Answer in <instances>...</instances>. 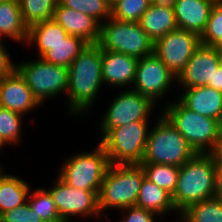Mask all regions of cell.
I'll use <instances>...</instances> for the list:
<instances>
[{"instance_id": "obj_1", "label": "cell", "mask_w": 222, "mask_h": 222, "mask_svg": "<svg viewBox=\"0 0 222 222\" xmlns=\"http://www.w3.org/2000/svg\"><path fill=\"white\" fill-rule=\"evenodd\" d=\"M102 49L88 44L68 67L69 112L83 113L88 110L102 86Z\"/></svg>"}, {"instance_id": "obj_2", "label": "cell", "mask_w": 222, "mask_h": 222, "mask_svg": "<svg viewBox=\"0 0 222 222\" xmlns=\"http://www.w3.org/2000/svg\"><path fill=\"white\" fill-rule=\"evenodd\" d=\"M215 162L210 153H196L180 166L176 189L172 195L176 210L213 198Z\"/></svg>"}, {"instance_id": "obj_3", "label": "cell", "mask_w": 222, "mask_h": 222, "mask_svg": "<svg viewBox=\"0 0 222 222\" xmlns=\"http://www.w3.org/2000/svg\"><path fill=\"white\" fill-rule=\"evenodd\" d=\"M196 152L176 127L162 113L154 128L149 131L144 156L140 164L182 166Z\"/></svg>"}, {"instance_id": "obj_4", "label": "cell", "mask_w": 222, "mask_h": 222, "mask_svg": "<svg viewBox=\"0 0 222 222\" xmlns=\"http://www.w3.org/2000/svg\"><path fill=\"white\" fill-rule=\"evenodd\" d=\"M145 173L140 164H111L99 192L100 213L104 209L136 206Z\"/></svg>"}, {"instance_id": "obj_5", "label": "cell", "mask_w": 222, "mask_h": 222, "mask_svg": "<svg viewBox=\"0 0 222 222\" xmlns=\"http://www.w3.org/2000/svg\"><path fill=\"white\" fill-rule=\"evenodd\" d=\"M163 114L196 153H210L219 137L218 122L186 108L178 99L168 103Z\"/></svg>"}, {"instance_id": "obj_6", "label": "cell", "mask_w": 222, "mask_h": 222, "mask_svg": "<svg viewBox=\"0 0 222 222\" xmlns=\"http://www.w3.org/2000/svg\"><path fill=\"white\" fill-rule=\"evenodd\" d=\"M97 44L103 50L123 53L137 59L154 53V42L139 22H123L113 17L100 25Z\"/></svg>"}, {"instance_id": "obj_7", "label": "cell", "mask_w": 222, "mask_h": 222, "mask_svg": "<svg viewBox=\"0 0 222 222\" xmlns=\"http://www.w3.org/2000/svg\"><path fill=\"white\" fill-rule=\"evenodd\" d=\"M148 121L112 128L99 142L111 164H140L148 139Z\"/></svg>"}, {"instance_id": "obj_8", "label": "cell", "mask_w": 222, "mask_h": 222, "mask_svg": "<svg viewBox=\"0 0 222 222\" xmlns=\"http://www.w3.org/2000/svg\"><path fill=\"white\" fill-rule=\"evenodd\" d=\"M111 163L99 143L94 152L72 155L64 162L58 177L67 185L88 191H100Z\"/></svg>"}, {"instance_id": "obj_9", "label": "cell", "mask_w": 222, "mask_h": 222, "mask_svg": "<svg viewBox=\"0 0 222 222\" xmlns=\"http://www.w3.org/2000/svg\"><path fill=\"white\" fill-rule=\"evenodd\" d=\"M15 69L24 78L34 97L42 104L48 98L67 92L68 68L44 61H23ZM46 99V100H45Z\"/></svg>"}, {"instance_id": "obj_10", "label": "cell", "mask_w": 222, "mask_h": 222, "mask_svg": "<svg viewBox=\"0 0 222 222\" xmlns=\"http://www.w3.org/2000/svg\"><path fill=\"white\" fill-rule=\"evenodd\" d=\"M154 102L138 92L127 89L117 96L101 119L102 138L112 129L131 122L148 121Z\"/></svg>"}, {"instance_id": "obj_11", "label": "cell", "mask_w": 222, "mask_h": 222, "mask_svg": "<svg viewBox=\"0 0 222 222\" xmlns=\"http://www.w3.org/2000/svg\"><path fill=\"white\" fill-rule=\"evenodd\" d=\"M200 44L197 33L177 28L154 42V54L177 78Z\"/></svg>"}, {"instance_id": "obj_12", "label": "cell", "mask_w": 222, "mask_h": 222, "mask_svg": "<svg viewBox=\"0 0 222 222\" xmlns=\"http://www.w3.org/2000/svg\"><path fill=\"white\" fill-rule=\"evenodd\" d=\"M56 180L55 185L48 191L63 222H69L70 216L75 215L100 217L98 197L100 191L79 190L67 185L59 177Z\"/></svg>"}, {"instance_id": "obj_13", "label": "cell", "mask_w": 222, "mask_h": 222, "mask_svg": "<svg viewBox=\"0 0 222 222\" xmlns=\"http://www.w3.org/2000/svg\"><path fill=\"white\" fill-rule=\"evenodd\" d=\"M175 79V80H174ZM156 54L138 59L132 90L150 98L154 103L169 90L171 82L177 81Z\"/></svg>"}, {"instance_id": "obj_14", "label": "cell", "mask_w": 222, "mask_h": 222, "mask_svg": "<svg viewBox=\"0 0 222 222\" xmlns=\"http://www.w3.org/2000/svg\"><path fill=\"white\" fill-rule=\"evenodd\" d=\"M219 66L218 47L200 44L176 80L184 89L198 86L213 88V76Z\"/></svg>"}, {"instance_id": "obj_15", "label": "cell", "mask_w": 222, "mask_h": 222, "mask_svg": "<svg viewBox=\"0 0 222 222\" xmlns=\"http://www.w3.org/2000/svg\"><path fill=\"white\" fill-rule=\"evenodd\" d=\"M39 105L41 104L16 69L0 79V107L24 115Z\"/></svg>"}, {"instance_id": "obj_16", "label": "cell", "mask_w": 222, "mask_h": 222, "mask_svg": "<svg viewBox=\"0 0 222 222\" xmlns=\"http://www.w3.org/2000/svg\"><path fill=\"white\" fill-rule=\"evenodd\" d=\"M53 20L69 34L82 39L87 44H96L100 37V23L92 16L62 6L55 8Z\"/></svg>"}, {"instance_id": "obj_17", "label": "cell", "mask_w": 222, "mask_h": 222, "mask_svg": "<svg viewBox=\"0 0 222 222\" xmlns=\"http://www.w3.org/2000/svg\"><path fill=\"white\" fill-rule=\"evenodd\" d=\"M138 59L102 49V80L120 88L134 83Z\"/></svg>"}, {"instance_id": "obj_18", "label": "cell", "mask_w": 222, "mask_h": 222, "mask_svg": "<svg viewBox=\"0 0 222 222\" xmlns=\"http://www.w3.org/2000/svg\"><path fill=\"white\" fill-rule=\"evenodd\" d=\"M213 5L211 0H177L174 13L178 28L201 36Z\"/></svg>"}, {"instance_id": "obj_19", "label": "cell", "mask_w": 222, "mask_h": 222, "mask_svg": "<svg viewBox=\"0 0 222 222\" xmlns=\"http://www.w3.org/2000/svg\"><path fill=\"white\" fill-rule=\"evenodd\" d=\"M178 100L189 110L216 120L222 109V92L208 86L185 88Z\"/></svg>"}, {"instance_id": "obj_20", "label": "cell", "mask_w": 222, "mask_h": 222, "mask_svg": "<svg viewBox=\"0 0 222 222\" xmlns=\"http://www.w3.org/2000/svg\"><path fill=\"white\" fill-rule=\"evenodd\" d=\"M139 24L153 42L178 28L174 9L152 4L141 16Z\"/></svg>"}, {"instance_id": "obj_21", "label": "cell", "mask_w": 222, "mask_h": 222, "mask_svg": "<svg viewBox=\"0 0 222 222\" xmlns=\"http://www.w3.org/2000/svg\"><path fill=\"white\" fill-rule=\"evenodd\" d=\"M6 36L18 43L27 42L28 27L22 19L18 0L0 2V39Z\"/></svg>"}, {"instance_id": "obj_22", "label": "cell", "mask_w": 222, "mask_h": 222, "mask_svg": "<svg viewBox=\"0 0 222 222\" xmlns=\"http://www.w3.org/2000/svg\"><path fill=\"white\" fill-rule=\"evenodd\" d=\"M2 169L0 167V216L25 204L30 193L29 183L16 175L2 173Z\"/></svg>"}, {"instance_id": "obj_23", "label": "cell", "mask_w": 222, "mask_h": 222, "mask_svg": "<svg viewBox=\"0 0 222 222\" xmlns=\"http://www.w3.org/2000/svg\"><path fill=\"white\" fill-rule=\"evenodd\" d=\"M69 34L55 20H45L28 28L27 42L35 44L39 58L52 49V46L62 42Z\"/></svg>"}, {"instance_id": "obj_24", "label": "cell", "mask_w": 222, "mask_h": 222, "mask_svg": "<svg viewBox=\"0 0 222 222\" xmlns=\"http://www.w3.org/2000/svg\"><path fill=\"white\" fill-rule=\"evenodd\" d=\"M136 207L152 211L157 215H166L165 213L172 210L177 211L172 195L146 178L142 181Z\"/></svg>"}, {"instance_id": "obj_25", "label": "cell", "mask_w": 222, "mask_h": 222, "mask_svg": "<svg viewBox=\"0 0 222 222\" xmlns=\"http://www.w3.org/2000/svg\"><path fill=\"white\" fill-rule=\"evenodd\" d=\"M87 45L82 39L68 35L41 58L48 63L68 68Z\"/></svg>"}, {"instance_id": "obj_26", "label": "cell", "mask_w": 222, "mask_h": 222, "mask_svg": "<svg viewBox=\"0 0 222 222\" xmlns=\"http://www.w3.org/2000/svg\"><path fill=\"white\" fill-rule=\"evenodd\" d=\"M184 222H222V201L216 198L195 203L181 213Z\"/></svg>"}, {"instance_id": "obj_27", "label": "cell", "mask_w": 222, "mask_h": 222, "mask_svg": "<svg viewBox=\"0 0 222 222\" xmlns=\"http://www.w3.org/2000/svg\"><path fill=\"white\" fill-rule=\"evenodd\" d=\"M22 19L30 26L53 19L58 0H18Z\"/></svg>"}, {"instance_id": "obj_28", "label": "cell", "mask_w": 222, "mask_h": 222, "mask_svg": "<svg viewBox=\"0 0 222 222\" xmlns=\"http://www.w3.org/2000/svg\"><path fill=\"white\" fill-rule=\"evenodd\" d=\"M145 178L173 195L178 181L180 167L164 164H140Z\"/></svg>"}, {"instance_id": "obj_29", "label": "cell", "mask_w": 222, "mask_h": 222, "mask_svg": "<svg viewBox=\"0 0 222 222\" xmlns=\"http://www.w3.org/2000/svg\"><path fill=\"white\" fill-rule=\"evenodd\" d=\"M27 202L44 222H63L50 192L44 189L29 193Z\"/></svg>"}, {"instance_id": "obj_30", "label": "cell", "mask_w": 222, "mask_h": 222, "mask_svg": "<svg viewBox=\"0 0 222 222\" xmlns=\"http://www.w3.org/2000/svg\"><path fill=\"white\" fill-rule=\"evenodd\" d=\"M58 2L64 7L92 16L100 24L102 20L106 21L112 17V8L108 0H58Z\"/></svg>"}, {"instance_id": "obj_31", "label": "cell", "mask_w": 222, "mask_h": 222, "mask_svg": "<svg viewBox=\"0 0 222 222\" xmlns=\"http://www.w3.org/2000/svg\"><path fill=\"white\" fill-rule=\"evenodd\" d=\"M21 127V114L0 107V137L7 145L19 142Z\"/></svg>"}, {"instance_id": "obj_32", "label": "cell", "mask_w": 222, "mask_h": 222, "mask_svg": "<svg viewBox=\"0 0 222 222\" xmlns=\"http://www.w3.org/2000/svg\"><path fill=\"white\" fill-rule=\"evenodd\" d=\"M200 42L208 46H222V2L214 3Z\"/></svg>"}, {"instance_id": "obj_33", "label": "cell", "mask_w": 222, "mask_h": 222, "mask_svg": "<svg viewBox=\"0 0 222 222\" xmlns=\"http://www.w3.org/2000/svg\"><path fill=\"white\" fill-rule=\"evenodd\" d=\"M150 4V0L120 1L112 8V17L123 22H139Z\"/></svg>"}, {"instance_id": "obj_34", "label": "cell", "mask_w": 222, "mask_h": 222, "mask_svg": "<svg viewBox=\"0 0 222 222\" xmlns=\"http://www.w3.org/2000/svg\"><path fill=\"white\" fill-rule=\"evenodd\" d=\"M0 222H44L33 210L30 208L28 202L22 206L16 207L3 213L0 216Z\"/></svg>"}, {"instance_id": "obj_35", "label": "cell", "mask_w": 222, "mask_h": 222, "mask_svg": "<svg viewBox=\"0 0 222 222\" xmlns=\"http://www.w3.org/2000/svg\"><path fill=\"white\" fill-rule=\"evenodd\" d=\"M122 210L126 213L128 212V214H123V220L120 222H155V218L153 217H156L157 215L152 211L136 206L127 207Z\"/></svg>"}, {"instance_id": "obj_36", "label": "cell", "mask_w": 222, "mask_h": 222, "mask_svg": "<svg viewBox=\"0 0 222 222\" xmlns=\"http://www.w3.org/2000/svg\"><path fill=\"white\" fill-rule=\"evenodd\" d=\"M5 48L6 47L0 39V79L10 74L15 69V64L12 62Z\"/></svg>"}, {"instance_id": "obj_37", "label": "cell", "mask_w": 222, "mask_h": 222, "mask_svg": "<svg viewBox=\"0 0 222 222\" xmlns=\"http://www.w3.org/2000/svg\"><path fill=\"white\" fill-rule=\"evenodd\" d=\"M213 198L222 201V165H216L215 167V183Z\"/></svg>"}, {"instance_id": "obj_38", "label": "cell", "mask_w": 222, "mask_h": 222, "mask_svg": "<svg viewBox=\"0 0 222 222\" xmlns=\"http://www.w3.org/2000/svg\"><path fill=\"white\" fill-rule=\"evenodd\" d=\"M210 154L214 159L215 165H222V135H219L216 145Z\"/></svg>"}, {"instance_id": "obj_39", "label": "cell", "mask_w": 222, "mask_h": 222, "mask_svg": "<svg viewBox=\"0 0 222 222\" xmlns=\"http://www.w3.org/2000/svg\"><path fill=\"white\" fill-rule=\"evenodd\" d=\"M213 88L222 92V67L219 66L213 76Z\"/></svg>"}, {"instance_id": "obj_40", "label": "cell", "mask_w": 222, "mask_h": 222, "mask_svg": "<svg viewBox=\"0 0 222 222\" xmlns=\"http://www.w3.org/2000/svg\"><path fill=\"white\" fill-rule=\"evenodd\" d=\"M152 5L174 9L177 0H150Z\"/></svg>"}, {"instance_id": "obj_41", "label": "cell", "mask_w": 222, "mask_h": 222, "mask_svg": "<svg viewBox=\"0 0 222 222\" xmlns=\"http://www.w3.org/2000/svg\"><path fill=\"white\" fill-rule=\"evenodd\" d=\"M217 122H218L219 135H222V109L220 110V114L217 119Z\"/></svg>"}, {"instance_id": "obj_42", "label": "cell", "mask_w": 222, "mask_h": 222, "mask_svg": "<svg viewBox=\"0 0 222 222\" xmlns=\"http://www.w3.org/2000/svg\"><path fill=\"white\" fill-rule=\"evenodd\" d=\"M220 66L222 67V46L218 47Z\"/></svg>"}, {"instance_id": "obj_43", "label": "cell", "mask_w": 222, "mask_h": 222, "mask_svg": "<svg viewBox=\"0 0 222 222\" xmlns=\"http://www.w3.org/2000/svg\"><path fill=\"white\" fill-rule=\"evenodd\" d=\"M110 3L111 8H113L118 2L123 1V0H108Z\"/></svg>"}, {"instance_id": "obj_44", "label": "cell", "mask_w": 222, "mask_h": 222, "mask_svg": "<svg viewBox=\"0 0 222 222\" xmlns=\"http://www.w3.org/2000/svg\"><path fill=\"white\" fill-rule=\"evenodd\" d=\"M5 145H7L4 141H3V139L0 137V149L3 147V146H5Z\"/></svg>"}, {"instance_id": "obj_45", "label": "cell", "mask_w": 222, "mask_h": 222, "mask_svg": "<svg viewBox=\"0 0 222 222\" xmlns=\"http://www.w3.org/2000/svg\"><path fill=\"white\" fill-rule=\"evenodd\" d=\"M211 1H213L214 3L222 2V0H211Z\"/></svg>"}]
</instances>
